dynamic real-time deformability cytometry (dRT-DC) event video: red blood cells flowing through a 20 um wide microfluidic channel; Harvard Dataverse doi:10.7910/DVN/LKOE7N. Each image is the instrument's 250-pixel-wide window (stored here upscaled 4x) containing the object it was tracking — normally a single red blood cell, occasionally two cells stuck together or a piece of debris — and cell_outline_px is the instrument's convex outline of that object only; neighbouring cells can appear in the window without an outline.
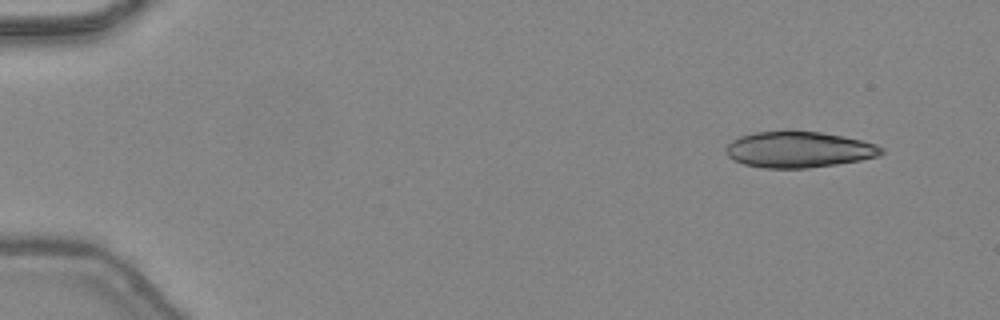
{"species": "common noctule bat (a hibernating species)", "species_latin": "Nyctalus noctula", "temperature_condition": "warm", "stored_images_in_passage": 9, "camera_frame_rate_fps": 3000, "um_per_image_px": 0.085, "animal": {"sex": "female", "body_mass_g": 24.6, "forearm_length_mm": 56.2}, "frame": {"image": 1, "passage_image": 1, "time_ms": 0.0, "image_size_px": [1000, 320], "cell_outline_px": [[884, 152], [880, 156], [860, 160], [836, 164], [804, 168], [760, 168], [744, 164], [732, 160], [724, 152], [724, 148], [732, 140], [740, 136], [756, 132], [784, 128], [788, 128], [820, 132], [844, 136], [876, 144], [884, 148]], "centroid_in_image_um": [67.85, 12.68], "position_along_channel_um": 17.1, "area_um2": 33.52}}